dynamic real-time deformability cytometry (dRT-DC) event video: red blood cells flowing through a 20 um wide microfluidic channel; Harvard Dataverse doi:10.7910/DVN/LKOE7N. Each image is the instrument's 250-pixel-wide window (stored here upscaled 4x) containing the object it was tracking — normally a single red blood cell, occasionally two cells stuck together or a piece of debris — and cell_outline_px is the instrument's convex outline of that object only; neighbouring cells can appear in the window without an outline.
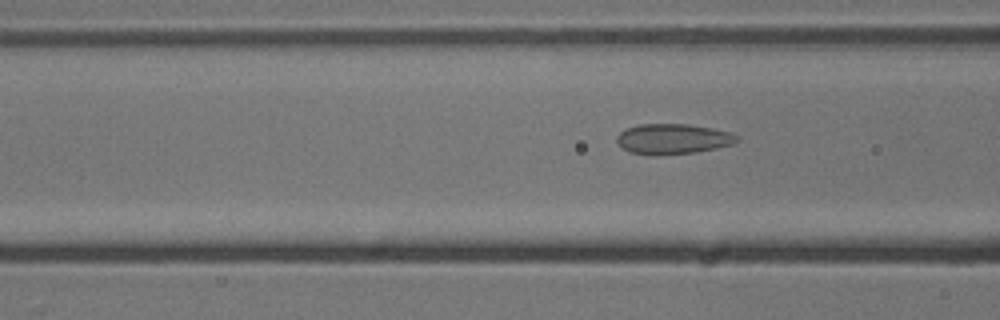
{"species": "common noctule bat (a hibernating species)", "species_latin": "Nyctalus noctula", "temperature_condition": "cold", "stored_images_in_passage": 8, "camera_frame_rate_fps": 3000, "um_per_image_px": 0.085, "animal": {"sex": "male", "body_mass_g": 13.3}, "frame": {"image": 1, "passage_image": 6, "time_ms": 6.667, "image_size_px": [1000, 320], "cell_outline_px": [[740, 140], [732, 144], [716, 148], [692, 152], [628, 152], [616, 140], [616, 136], [620, 132], [628, 128], [640, 124], [688, 124], [712, 128], [728, 132], [736, 136]], "centroid_in_image_um": [57.22, 11.76], "position_along_channel_um": 109.4, "area_um2": 20.11}}
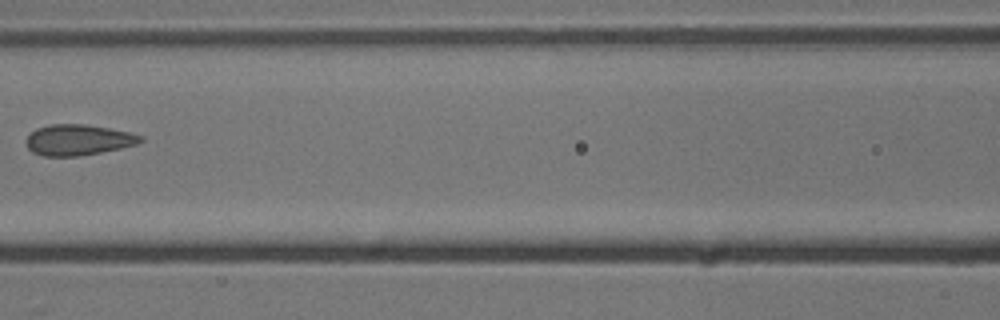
{"frame": {"image": 2, "passage_image": 7, "time_ms": 8.0, "image_size_px": [1000, 320], "cell_outline_px": [[144, 140], [136, 144], [120, 148], [80, 156], [44, 156], [32, 152], [28, 148], [24, 140], [36, 128], [48, 124], [88, 124], [128, 132], [144, 136]], "centroid_in_image_um": [6.62, 11.88], "position_along_channel_um": 160.0, "area_um2": 20.58}}
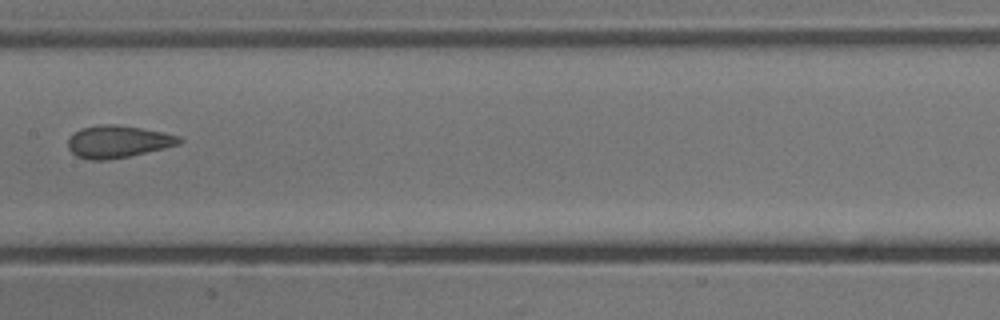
{"frame": {"image": 3, "passage_image": 8, "time_ms": 9.0, "image_size_px": [1000, 320], "cell_outline_px": [[184, 140], [180, 144], [164, 148], [128, 156], [104, 160], [92, 160], [76, 156], [68, 148], [68, 140], [80, 128], [100, 124], [116, 124], [164, 132], [180, 136]], "centroid_in_image_um": [10.04, 12.03], "position_along_channel_um": 197.4, "area_um2": 20.81}}